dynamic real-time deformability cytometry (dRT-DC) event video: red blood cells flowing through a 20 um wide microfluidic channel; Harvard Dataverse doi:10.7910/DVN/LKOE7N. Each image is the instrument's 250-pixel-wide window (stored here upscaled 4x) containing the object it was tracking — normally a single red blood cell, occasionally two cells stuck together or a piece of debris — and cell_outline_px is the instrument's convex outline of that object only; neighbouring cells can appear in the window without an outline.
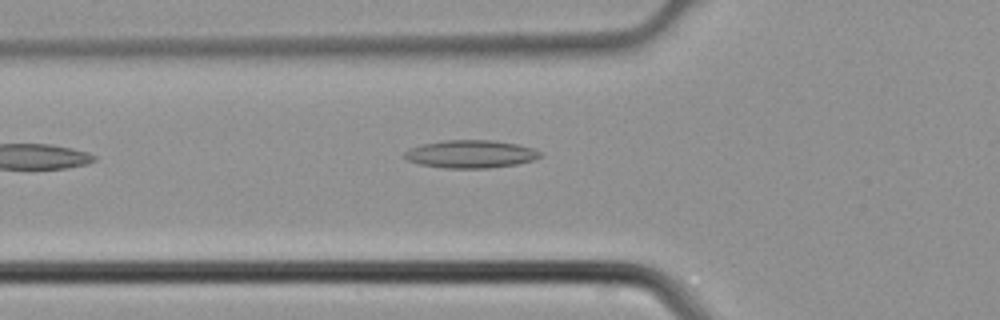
{"species": "common noctule bat (a hibernating species)", "species_latin": "Nyctalus noctula", "temperature_condition": "cold", "stored_images_in_passage": 3, "camera_frame_rate_fps": 3000, "um_per_image_px": 0.085, "animal": {"sex": "male", "body_mass_g": 21.5, "forearm_length_mm": 52.0}, "frame": {"image": 1, "passage_image": 3, "time_ms": 0.667, "image_size_px": [1000, 320], "cell_outline_px": [[544, 156], [532, 160], [516, 164], [488, 168], [444, 168], [420, 164], [408, 160], [400, 156], [408, 148], [420, 144], [444, 140], [492, 140], [516, 144], [532, 148], [540, 152]], "centroid_in_image_um": [39.95, 13.09], "position_along_channel_um": 85.9, "area_um2": 22.14}}